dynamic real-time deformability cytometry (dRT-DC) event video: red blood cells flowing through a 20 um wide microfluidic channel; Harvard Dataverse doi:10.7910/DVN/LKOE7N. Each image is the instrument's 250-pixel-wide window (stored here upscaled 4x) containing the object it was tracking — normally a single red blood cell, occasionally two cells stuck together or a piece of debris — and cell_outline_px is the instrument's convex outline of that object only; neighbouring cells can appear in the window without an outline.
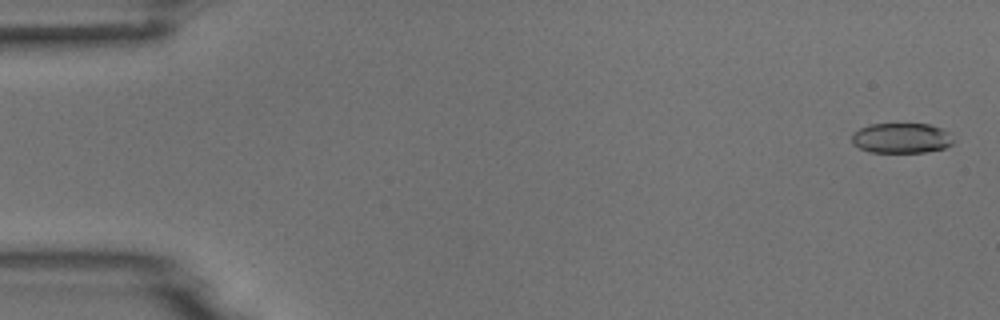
{"species": "common noctule bat (a hibernating species)", "species_latin": "Nyctalus noctula", "temperature_condition": "room temperature", "stored_images_in_passage": 5, "camera_frame_rate_fps": 3000, "um_per_image_px": 0.085, "animal": {"sex": "male", "body_mass_g": 18.8}, "frame": {"image": 1, "passage_image": 1, "time_ms": 0.0, "image_size_px": [1000, 320], "cell_outline_px": [[956, 140], [952, 144], [944, 148], [928, 152], [868, 152], [852, 144], [852, 132], [860, 128], [872, 124], [928, 124], [940, 128], [948, 132]], "centroid_in_image_um": [76.62, 11.74], "position_along_channel_um": 8.4, "area_um2": 17.98}}
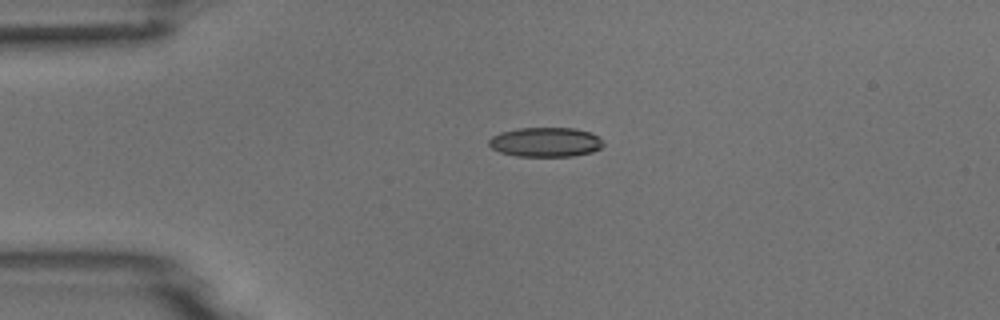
{"frame": {"image": 2, "passage_image": 4, "time_ms": 3.667, "image_size_px": [1000, 320], "cell_outline_px": [[604, 144], [600, 148], [592, 152], [572, 156], [516, 156], [500, 152], [492, 148], [488, 144], [488, 140], [492, 136], [500, 132], [520, 128], [572, 128], [592, 132], [600, 136]], "centroid_in_image_um": [46.39, 12.07], "position_along_channel_um": 38.6, "area_um2": 19.77}}